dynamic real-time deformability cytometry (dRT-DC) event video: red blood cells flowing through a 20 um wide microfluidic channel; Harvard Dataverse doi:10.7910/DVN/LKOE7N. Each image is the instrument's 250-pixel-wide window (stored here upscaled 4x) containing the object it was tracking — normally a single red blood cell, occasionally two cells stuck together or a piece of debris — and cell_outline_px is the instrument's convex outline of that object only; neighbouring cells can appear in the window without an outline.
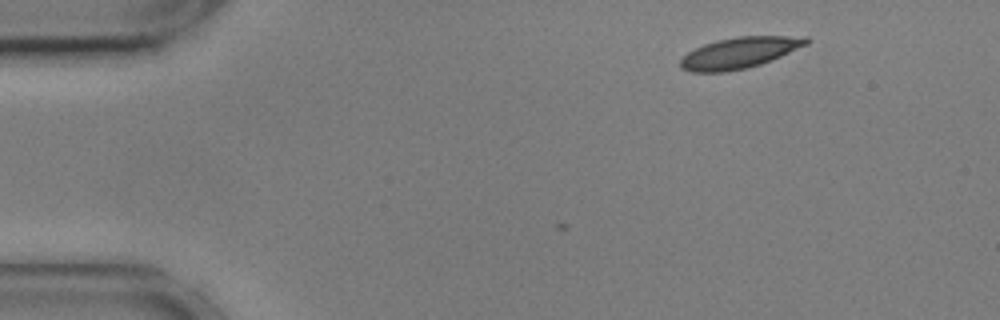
{"species": "common noctule bat (a hibernating species)", "species_latin": "Nyctalus noctula", "temperature_condition": "cold", "stored_images_in_passage": 2, "camera_frame_rate_fps": 3000, "um_per_image_px": 0.085, "animal": {"sex": "male", "body_mass_g": 17.9, "forearm_length_mm": 54.2}, "frame": {"image": 1, "passage_image": 2, "time_ms": 0.333, "image_size_px": [1000, 320], "cell_outline_px": [[812, 40], [808, 44], [780, 56], [760, 64], [744, 68], [724, 72], [692, 72], [680, 68], [680, 60], [688, 52], [704, 44], [716, 40], [736, 36], [808, 36]], "centroid_in_image_um": [62.87, 4.47], "position_along_channel_um": 22.1, "area_um2": 22.72}}